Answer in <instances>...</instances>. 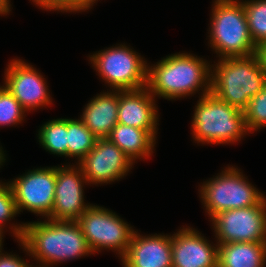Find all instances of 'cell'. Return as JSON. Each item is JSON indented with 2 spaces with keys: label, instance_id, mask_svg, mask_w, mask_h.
Returning a JSON list of instances; mask_svg holds the SVG:
<instances>
[{
  "label": "cell",
  "instance_id": "obj_1",
  "mask_svg": "<svg viewBox=\"0 0 266 267\" xmlns=\"http://www.w3.org/2000/svg\"><path fill=\"white\" fill-rule=\"evenodd\" d=\"M23 252L41 265L52 266L93 255L77 221H34L10 226Z\"/></svg>",
  "mask_w": 266,
  "mask_h": 267
},
{
  "label": "cell",
  "instance_id": "obj_2",
  "mask_svg": "<svg viewBox=\"0 0 266 267\" xmlns=\"http://www.w3.org/2000/svg\"><path fill=\"white\" fill-rule=\"evenodd\" d=\"M210 61L188 52L163 57L155 64L148 63L147 88L156 98L179 100L198 93L199 98L210 93Z\"/></svg>",
  "mask_w": 266,
  "mask_h": 267
},
{
  "label": "cell",
  "instance_id": "obj_3",
  "mask_svg": "<svg viewBox=\"0 0 266 267\" xmlns=\"http://www.w3.org/2000/svg\"><path fill=\"white\" fill-rule=\"evenodd\" d=\"M266 84V73L257 54L218 59L211 66L210 92L220 100L244 110Z\"/></svg>",
  "mask_w": 266,
  "mask_h": 267
},
{
  "label": "cell",
  "instance_id": "obj_4",
  "mask_svg": "<svg viewBox=\"0 0 266 267\" xmlns=\"http://www.w3.org/2000/svg\"><path fill=\"white\" fill-rule=\"evenodd\" d=\"M193 111L191 134L197 144H234L249 134L244 112L211 92L199 98Z\"/></svg>",
  "mask_w": 266,
  "mask_h": 267
},
{
  "label": "cell",
  "instance_id": "obj_5",
  "mask_svg": "<svg viewBox=\"0 0 266 267\" xmlns=\"http://www.w3.org/2000/svg\"><path fill=\"white\" fill-rule=\"evenodd\" d=\"M210 17L209 47L219 59L256 53L241 0H214Z\"/></svg>",
  "mask_w": 266,
  "mask_h": 267
},
{
  "label": "cell",
  "instance_id": "obj_6",
  "mask_svg": "<svg viewBox=\"0 0 266 267\" xmlns=\"http://www.w3.org/2000/svg\"><path fill=\"white\" fill-rule=\"evenodd\" d=\"M240 171L228 165L215 177L199 185L200 200L209 219L225 210L257 205L266 197Z\"/></svg>",
  "mask_w": 266,
  "mask_h": 267
},
{
  "label": "cell",
  "instance_id": "obj_7",
  "mask_svg": "<svg viewBox=\"0 0 266 267\" xmlns=\"http://www.w3.org/2000/svg\"><path fill=\"white\" fill-rule=\"evenodd\" d=\"M139 54L121 43L89 55V62L110 90H137L147 87L148 72L147 60Z\"/></svg>",
  "mask_w": 266,
  "mask_h": 267
},
{
  "label": "cell",
  "instance_id": "obj_8",
  "mask_svg": "<svg viewBox=\"0 0 266 267\" xmlns=\"http://www.w3.org/2000/svg\"><path fill=\"white\" fill-rule=\"evenodd\" d=\"M93 254L107 249L122 258L135 229L110 209L92 204L77 220Z\"/></svg>",
  "mask_w": 266,
  "mask_h": 267
},
{
  "label": "cell",
  "instance_id": "obj_9",
  "mask_svg": "<svg viewBox=\"0 0 266 267\" xmlns=\"http://www.w3.org/2000/svg\"><path fill=\"white\" fill-rule=\"evenodd\" d=\"M210 222L218 245L266 242V197L254 206L219 212Z\"/></svg>",
  "mask_w": 266,
  "mask_h": 267
},
{
  "label": "cell",
  "instance_id": "obj_10",
  "mask_svg": "<svg viewBox=\"0 0 266 267\" xmlns=\"http://www.w3.org/2000/svg\"><path fill=\"white\" fill-rule=\"evenodd\" d=\"M19 214L23 210L48 218L51 215L56 186V166L40 167L8 181Z\"/></svg>",
  "mask_w": 266,
  "mask_h": 267
},
{
  "label": "cell",
  "instance_id": "obj_11",
  "mask_svg": "<svg viewBox=\"0 0 266 267\" xmlns=\"http://www.w3.org/2000/svg\"><path fill=\"white\" fill-rule=\"evenodd\" d=\"M7 66L3 86L27 112L52 105L47 80L33 65L14 58Z\"/></svg>",
  "mask_w": 266,
  "mask_h": 267
},
{
  "label": "cell",
  "instance_id": "obj_12",
  "mask_svg": "<svg viewBox=\"0 0 266 267\" xmlns=\"http://www.w3.org/2000/svg\"><path fill=\"white\" fill-rule=\"evenodd\" d=\"M88 185H104L126 177L135 165L107 138L97 139L94 148L78 163Z\"/></svg>",
  "mask_w": 266,
  "mask_h": 267
},
{
  "label": "cell",
  "instance_id": "obj_13",
  "mask_svg": "<svg viewBox=\"0 0 266 267\" xmlns=\"http://www.w3.org/2000/svg\"><path fill=\"white\" fill-rule=\"evenodd\" d=\"M87 184L78 164L56 166L55 198L48 218L76 221L92 205L84 201V187Z\"/></svg>",
  "mask_w": 266,
  "mask_h": 267
},
{
  "label": "cell",
  "instance_id": "obj_14",
  "mask_svg": "<svg viewBox=\"0 0 266 267\" xmlns=\"http://www.w3.org/2000/svg\"><path fill=\"white\" fill-rule=\"evenodd\" d=\"M172 267H218V244L197 229L182 226L172 235Z\"/></svg>",
  "mask_w": 266,
  "mask_h": 267
},
{
  "label": "cell",
  "instance_id": "obj_15",
  "mask_svg": "<svg viewBox=\"0 0 266 267\" xmlns=\"http://www.w3.org/2000/svg\"><path fill=\"white\" fill-rule=\"evenodd\" d=\"M172 235L134 231L122 267H172Z\"/></svg>",
  "mask_w": 266,
  "mask_h": 267
},
{
  "label": "cell",
  "instance_id": "obj_16",
  "mask_svg": "<svg viewBox=\"0 0 266 267\" xmlns=\"http://www.w3.org/2000/svg\"><path fill=\"white\" fill-rule=\"evenodd\" d=\"M155 100L147 87L119 91L118 123L147 130L157 140L160 115Z\"/></svg>",
  "mask_w": 266,
  "mask_h": 267
},
{
  "label": "cell",
  "instance_id": "obj_17",
  "mask_svg": "<svg viewBox=\"0 0 266 267\" xmlns=\"http://www.w3.org/2000/svg\"><path fill=\"white\" fill-rule=\"evenodd\" d=\"M107 89L94 96L80 115L85 126L98 138H107L118 123L119 91Z\"/></svg>",
  "mask_w": 266,
  "mask_h": 267
},
{
  "label": "cell",
  "instance_id": "obj_18",
  "mask_svg": "<svg viewBox=\"0 0 266 267\" xmlns=\"http://www.w3.org/2000/svg\"><path fill=\"white\" fill-rule=\"evenodd\" d=\"M107 139L117 145L132 161L148 159L154 153L156 139L147 131L117 123Z\"/></svg>",
  "mask_w": 266,
  "mask_h": 267
},
{
  "label": "cell",
  "instance_id": "obj_19",
  "mask_svg": "<svg viewBox=\"0 0 266 267\" xmlns=\"http://www.w3.org/2000/svg\"><path fill=\"white\" fill-rule=\"evenodd\" d=\"M266 242L218 245V267H265Z\"/></svg>",
  "mask_w": 266,
  "mask_h": 267
},
{
  "label": "cell",
  "instance_id": "obj_20",
  "mask_svg": "<svg viewBox=\"0 0 266 267\" xmlns=\"http://www.w3.org/2000/svg\"><path fill=\"white\" fill-rule=\"evenodd\" d=\"M97 139L80 118H67V158L75 157L78 164L94 148Z\"/></svg>",
  "mask_w": 266,
  "mask_h": 267
},
{
  "label": "cell",
  "instance_id": "obj_21",
  "mask_svg": "<svg viewBox=\"0 0 266 267\" xmlns=\"http://www.w3.org/2000/svg\"><path fill=\"white\" fill-rule=\"evenodd\" d=\"M36 135L46 152L67 157V118L48 120L40 126Z\"/></svg>",
  "mask_w": 266,
  "mask_h": 267
},
{
  "label": "cell",
  "instance_id": "obj_22",
  "mask_svg": "<svg viewBox=\"0 0 266 267\" xmlns=\"http://www.w3.org/2000/svg\"><path fill=\"white\" fill-rule=\"evenodd\" d=\"M243 7L253 42L258 46L266 41V0H245Z\"/></svg>",
  "mask_w": 266,
  "mask_h": 267
},
{
  "label": "cell",
  "instance_id": "obj_23",
  "mask_svg": "<svg viewBox=\"0 0 266 267\" xmlns=\"http://www.w3.org/2000/svg\"><path fill=\"white\" fill-rule=\"evenodd\" d=\"M27 111L19 101L0 85V127L17 126L24 121Z\"/></svg>",
  "mask_w": 266,
  "mask_h": 267
},
{
  "label": "cell",
  "instance_id": "obj_24",
  "mask_svg": "<svg viewBox=\"0 0 266 267\" xmlns=\"http://www.w3.org/2000/svg\"><path fill=\"white\" fill-rule=\"evenodd\" d=\"M243 112L249 133L252 134L266 127V84L257 95L249 100Z\"/></svg>",
  "mask_w": 266,
  "mask_h": 267
},
{
  "label": "cell",
  "instance_id": "obj_25",
  "mask_svg": "<svg viewBox=\"0 0 266 267\" xmlns=\"http://www.w3.org/2000/svg\"><path fill=\"white\" fill-rule=\"evenodd\" d=\"M18 209L8 182L0 180V235L4 236L7 223L18 215Z\"/></svg>",
  "mask_w": 266,
  "mask_h": 267
},
{
  "label": "cell",
  "instance_id": "obj_26",
  "mask_svg": "<svg viewBox=\"0 0 266 267\" xmlns=\"http://www.w3.org/2000/svg\"><path fill=\"white\" fill-rule=\"evenodd\" d=\"M40 9L63 13H79V0H30Z\"/></svg>",
  "mask_w": 266,
  "mask_h": 267
},
{
  "label": "cell",
  "instance_id": "obj_27",
  "mask_svg": "<svg viewBox=\"0 0 266 267\" xmlns=\"http://www.w3.org/2000/svg\"><path fill=\"white\" fill-rule=\"evenodd\" d=\"M0 249V267H27L30 262L22 259L19 255L4 252Z\"/></svg>",
  "mask_w": 266,
  "mask_h": 267
},
{
  "label": "cell",
  "instance_id": "obj_28",
  "mask_svg": "<svg viewBox=\"0 0 266 267\" xmlns=\"http://www.w3.org/2000/svg\"><path fill=\"white\" fill-rule=\"evenodd\" d=\"M256 54L258 56L262 69L266 73V41L257 46Z\"/></svg>",
  "mask_w": 266,
  "mask_h": 267
},
{
  "label": "cell",
  "instance_id": "obj_29",
  "mask_svg": "<svg viewBox=\"0 0 266 267\" xmlns=\"http://www.w3.org/2000/svg\"><path fill=\"white\" fill-rule=\"evenodd\" d=\"M98 0H79V13L91 10Z\"/></svg>",
  "mask_w": 266,
  "mask_h": 267
},
{
  "label": "cell",
  "instance_id": "obj_30",
  "mask_svg": "<svg viewBox=\"0 0 266 267\" xmlns=\"http://www.w3.org/2000/svg\"><path fill=\"white\" fill-rule=\"evenodd\" d=\"M11 6L10 0H0V16L9 15L12 9Z\"/></svg>",
  "mask_w": 266,
  "mask_h": 267
},
{
  "label": "cell",
  "instance_id": "obj_31",
  "mask_svg": "<svg viewBox=\"0 0 266 267\" xmlns=\"http://www.w3.org/2000/svg\"><path fill=\"white\" fill-rule=\"evenodd\" d=\"M5 162H6V154L3 150V147L0 145V168L3 166Z\"/></svg>",
  "mask_w": 266,
  "mask_h": 267
},
{
  "label": "cell",
  "instance_id": "obj_32",
  "mask_svg": "<svg viewBox=\"0 0 266 267\" xmlns=\"http://www.w3.org/2000/svg\"><path fill=\"white\" fill-rule=\"evenodd\" d=\"M36 264L37 265H32V264L29 263V265L27 267H49L47 265H41V264H38V263H36Z\"/></svg>",
  "mask_w": 266,
  "mask_h": 267
},
{
  "label": "cell",
  "instance_id": "obj_33",
  "mask_svg": "<svg viewBox=\"0 0 266 267\" xmlns=\"http://www.w3.org/2000/svg\"><path fill=\"white\" fill-rule=\"evenodd\" d=\"M3 237H4V236L0 235V249H1V247H3V245H4V244H3V241H4V240H3V239H4Z\"/></svg>",
  "mask_w": 266,
  "mask_h": 267
}]
</instances>
